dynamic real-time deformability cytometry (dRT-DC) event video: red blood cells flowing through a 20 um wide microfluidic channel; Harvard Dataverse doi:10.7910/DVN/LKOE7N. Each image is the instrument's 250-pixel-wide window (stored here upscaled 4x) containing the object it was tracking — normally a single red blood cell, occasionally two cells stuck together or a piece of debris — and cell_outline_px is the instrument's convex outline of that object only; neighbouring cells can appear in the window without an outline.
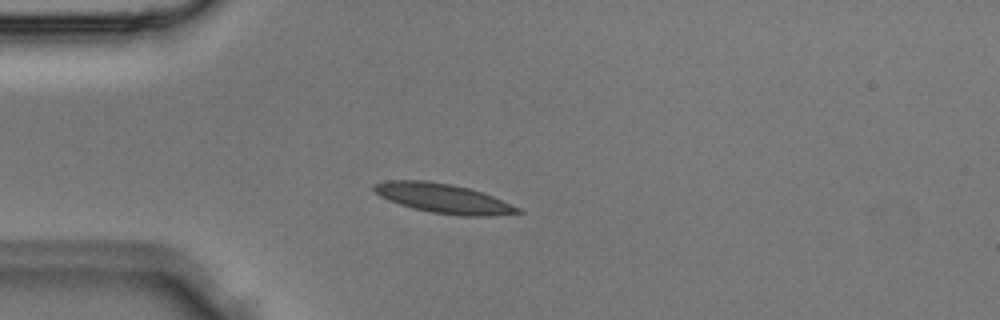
{"species": "Egyptian fruit bat (a non-hibernating species)", "species_latin": "Rousettus aegyptiacus", "temperature_condition": "room temperature", "stored_images_in_passage": 3, "camera_frame_rate_fps": 3000, "um_per_image_px": 0.085, "animal": {"sex": "male"}, "frame": {"image": 1, "passage_image": 3, "time_ms": 0.667, "image_size_px": [1000, 320], "cell_outline_px": [[524, 212], [492, 216], [460, 216], [432, 212], [412, 208], [388, 200], [380, 196], [372, 188], [372, 184], [388, 180], [428, 180], [452, 184], [468, 188], [492, 196], [520, 208]], "centroid_in_image_um": [37.66, 16.86], "position_along_channel_um": 47.3, "area_um2": 24.62}}